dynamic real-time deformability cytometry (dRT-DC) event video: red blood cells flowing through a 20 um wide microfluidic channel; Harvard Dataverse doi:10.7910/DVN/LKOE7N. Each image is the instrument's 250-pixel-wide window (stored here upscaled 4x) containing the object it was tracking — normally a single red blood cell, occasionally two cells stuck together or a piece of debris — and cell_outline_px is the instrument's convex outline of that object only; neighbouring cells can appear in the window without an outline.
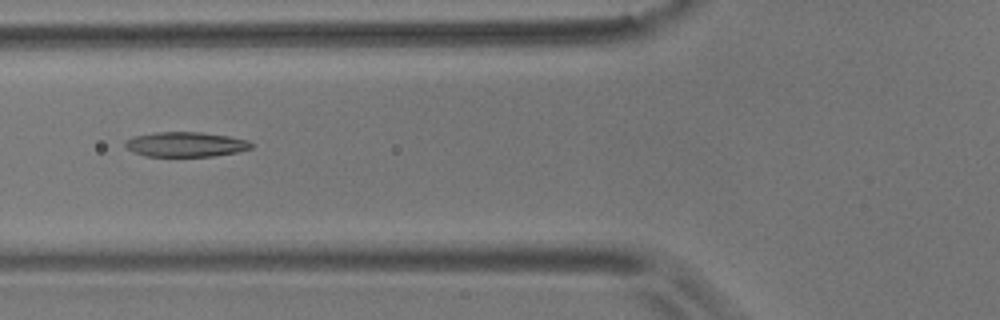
{"species": "common noctule bat (a hibernating species)", "species_latin": "Nyctalus noctula", "temperature_condition": "room temperature", "stored_images_in_passage": 8, "camera_frame_rate_fps": 3000, "um_per_image_px": 0.085, "animal": {"sex": "male", "body_mass_g": 17.9}, "frame": {"image": 1, "passage_image": 6, "time_ms": 6.0, "image_size_px": [1000, 320], "cell_outline_px": [[252, 148], [236, 152], [212, 156], [144, 156], [132, 152], [124, 144], [124, 140], [132, 136], [156, 132], [200, 132], [228, 136], [248, 140], [252, 144]], "centroid_in_image_um": [15.73, 12.27], "position_along_channel_um": 110.1, "area_um2": 18.26}}
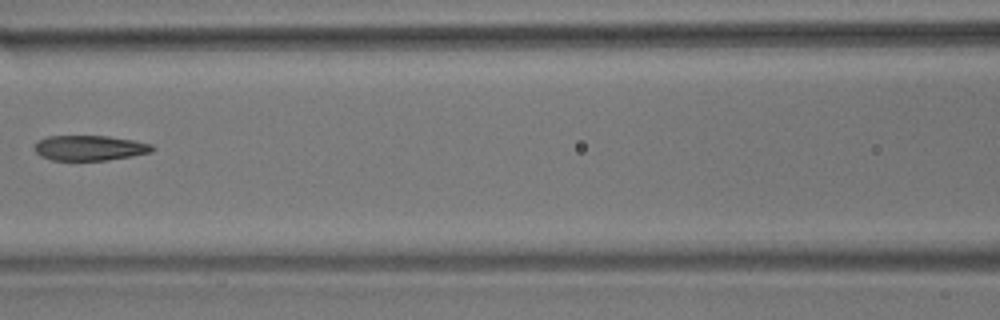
{"frame": {"image": 2, "passage_image": 7, "time_ms": 7.333, "image_size_px": [1000, 320], "cell_outline_px": [[156, 148], [152, 152], [132, 156], [104, 160], [52, 160], [40, 156], [36, 152], [36, 140], [48, 136], [108, 136], [132, 140], [152, 144]], "centroid_in_image_um": [7.63, 12.57], "position_along_channel_um": 159.0, "area_um2": 17.22}}
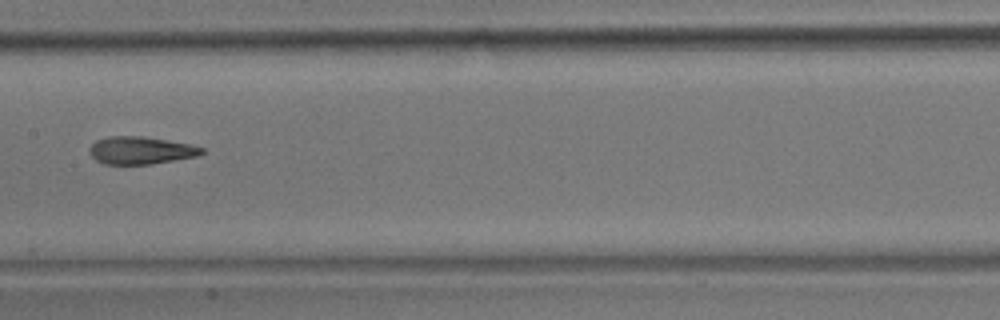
{"frame": {"image": 3, "passage_image": 8, "time_ms": 8.333, "image_size_px": [1000, 320], "cell_outline_px": [[204, 152], [196, 156], [152, 164], [104, 164], [96, 160], [88, 152], [88, 148], [96, 140], [108, 136], [144, 136], [192, 144], [204, 148]], "centroid_in_image_um": [11.94, 12.77], "position_along_channel_um": 195.5, "area_um2": 18.15}}